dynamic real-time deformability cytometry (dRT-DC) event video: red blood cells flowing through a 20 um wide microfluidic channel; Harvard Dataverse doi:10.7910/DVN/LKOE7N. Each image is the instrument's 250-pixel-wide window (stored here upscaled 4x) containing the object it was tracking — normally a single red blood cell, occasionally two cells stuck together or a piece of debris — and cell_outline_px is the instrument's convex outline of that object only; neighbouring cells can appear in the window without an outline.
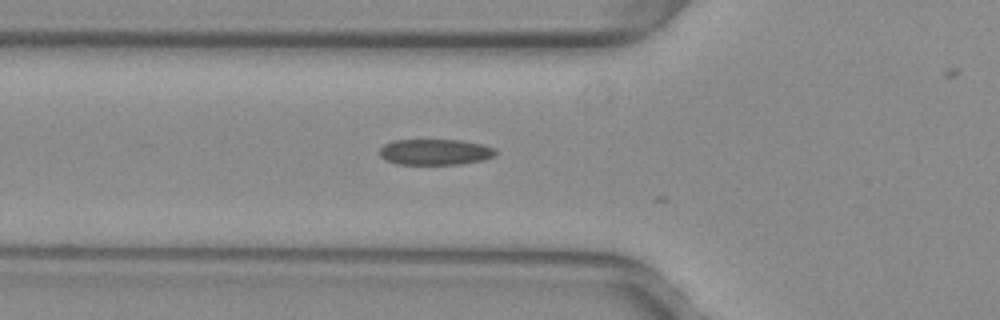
{"species": "common noctule bat (a hibernating species)", "species_latin": "Nyctalus noctula", "temperature_condition": "warm", "stored_images_in_passage": 5, "camera_frame_rate_fps": 3000, "um_per_image_px": 0.085, "animal": {"sex": "female", "body_mass_g": 29.2, "forearm_length_mm": 56.3}, "frame": {"image": 1, "passage_image": 2, "time_ms": 0.333, "image_size_px": [1000, 320], "cell_outline_px": [[496, 156], [484, 160], [460, 164], [396, 164], [384, 160], [380, 156], [380, 148], [384, 144], [392, 140], [460, 140], [480, 144], [496, 148]], "centroid_in_image_um": [36.98, 12.92], "position_along_channel_um": 88.8, "area_um2": 17.63}}